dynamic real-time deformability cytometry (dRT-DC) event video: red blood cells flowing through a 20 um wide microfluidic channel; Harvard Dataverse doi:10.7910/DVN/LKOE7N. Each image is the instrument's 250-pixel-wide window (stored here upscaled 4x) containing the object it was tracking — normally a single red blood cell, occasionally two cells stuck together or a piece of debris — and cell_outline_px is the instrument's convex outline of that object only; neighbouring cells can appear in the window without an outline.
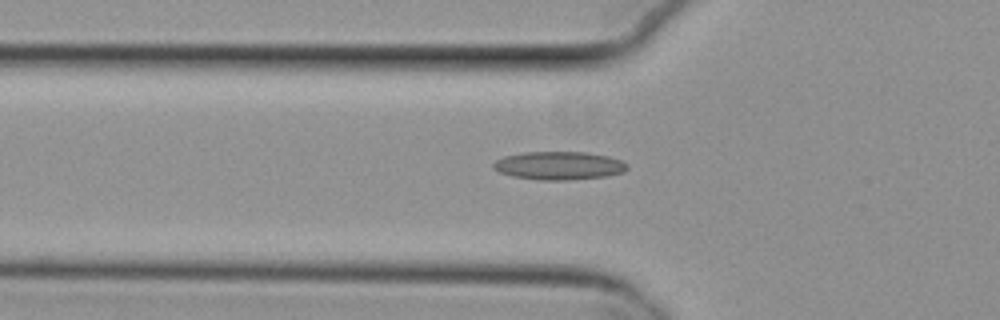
{"species": "common noctule bat (a hibernating species)", "species_latin": "Nyctalus noctula", "temperature_condition": "cold", "stored_images_in_passage": 42, "camera_frame_rate_fps": 3000, "um_per_image_px": 0.085, "animal": {"sex": "female", "body_mass_g": 29.2, "forearm_length_mm": 56.3}, "frame": {"image": 1, "passage_image": 10, "time_ms": 3.0, "image_size_px": [1000, 320], "cell_outline_px": [[628, 168], [624, 172], [604, 176], [564, 180], [540, 180], [512, 176], [500, 172], [492, 168], [492, 164], [496, 160], [504, 156], [524, 152], [588, 152], [608, 156], [620, 160], [628, 164]], "centroid_in_image_um": [47.5, 14.07], "position_along_channel_um": 78.3, "area_um2": 21.96}}
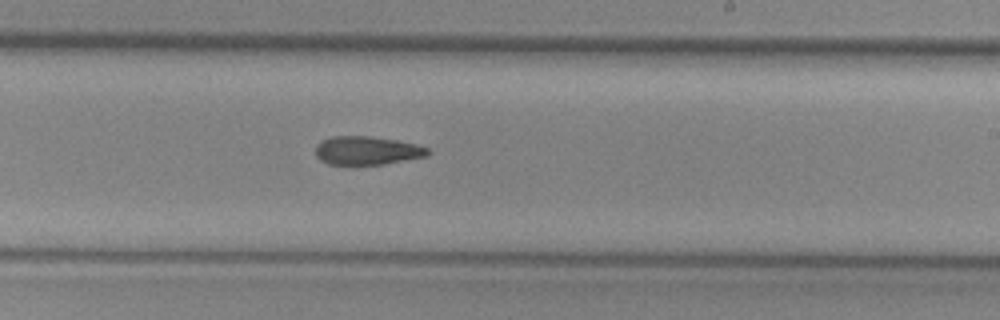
{"frame": {"image": 2, "passage_image": 24, "time_ms": 7.667, "image_size_px": [1000, 320], "cell_outline_px": [[432, 152], [428, 156], [384, 164], [328, 164], [320, 160], [316, 156], [316, 144], [320, 140], [332, 136], [368, 136], [396, 140], [416, 144], [428, 148]], "centroid_in_image_um": [31.2, 12.79], "position_along_channel_um": 257.8, "area_um2": 18.73}}
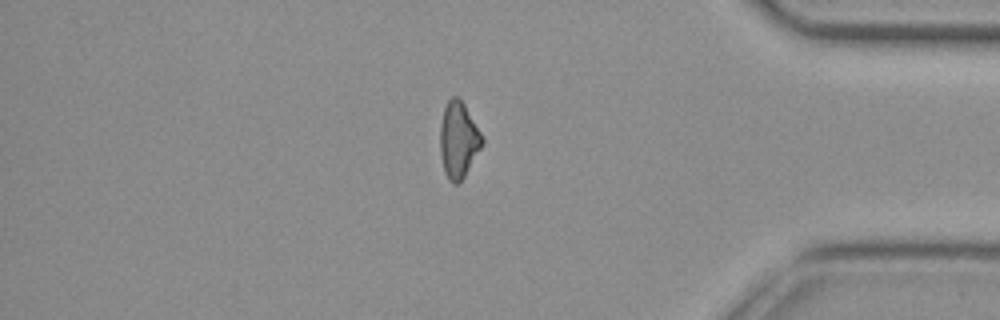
{"frame": {"image": 3, "passage_image": 37, "time_ms": 12.0, "image_size_px": [1000, 320], "cell_outline_px": [[484, 144], [464, 176], [456, 184], [452, 184], [448, 180], [444, 172], [440, 156], [440, 124], [444, 108], [448, 100], [452, 96], [456, 96], [464, 104], [484, 136]], "centroid_in_image_um": [38.97, 11.9], "position_along_channel_um": 396.2, "area_um2": 18.84}}